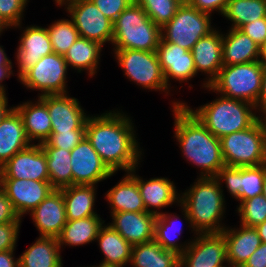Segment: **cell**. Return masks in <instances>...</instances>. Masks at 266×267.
Instances as JSON below:
<instances>
[{"label": "cell", "mask_w": 266, "mask_h": 267, "mask_svg": "<svg viewBox=\"0 0 266 267\" xmlns=\"http://www.w3.org/2000/svg\"><path fill=\"white\" fill-rule=\"evenodd\" d=\"M132 122L128 115L114 110L87 118L85 136L113 173L138 169L142 151Z\"/></svg>", "instance_id": "obj_1"}, {"label": "cell", "mask_w": 266, "mask_h": 267, "mask_svg": "<svg viewBox=\"0 0 266 267\" xmlns=\"http://www.w3.org/2000/svg\"><path fill=\"white\" fill-rule=\"evenodd\" d=\"M174 116V137L180 150L193 165L201 168L199 177H216L225 166L220 139L214 136L184 105L172 102Z\"/></svg>", "instance_id": "obj_2"}, {"label": "cell", "mask_w": 266, "mask_h": 267, "mask_svg": "<svg viewBox=\"0 0 266 267\" xmlns=\"http://www.w3.org/2000/svg\"><path fill=\"white\" fill-rule=\"evenodd\" d=\"M180 195V206L189 226L197 233H221L225 213L222 186L215 177H199ZM221 222V223H220Z\"/></svg>", "instance_id": "obj_3"}, {"label": "cell", "mask_w": 266, "mask_h": 267, "mask_svg": "<svg viewBox=\"0 0 266 267\" xmlns=\"http://www.w3.org/2000/svg\"><path fill=\"white\" fill-rule=\"evenodd\" d=\"M189 111L217 138L251 127L260 116H256L254 105L225 97L214 99L210 103L193 110L184 102ZM255 110V111H253Z\"/></svg>", "instance_id": "obj_4"}, {"label": "cell", "mask_w": 266, "mask_h": 267, "mask_svg": "<svg viewBox=\"0 0 266 267\" xmlns=\"http://www.w3.org/2000/svg\"><path fill=\"white\" fill-rule=\"evenodd\" d=\"M161 38V28L135 1L113 22V50L156 51Z\"/></svg>", "instance_id": "obj_5"}, {"label": "cell", "mask_w": 266, "mask_h": 267, "mask_svg": "<svg viewBox=\"0 0 266 267\" xmlns=\"http://www.w3.org/2000/svg\"><path fill=\"white\" fill-rule=\"evenodd\" d=\"M263 64L260 61L223 65L218 76L206 89L221 95L246 101L256 108L261 91Z\"/></svg>", "instance_id": "obj_6"}, {"label": "cell", "mask_w": 266, "mask_h": 267, "mask_svg": "<svg viewBox=\"0 0 266 267\" xmlns=\"http://www.w3.org/2000/svg\"><path fill=\"white\" fill-rule=\"evenodd\" d=\"M226 166L248 167L266 163V130L258 119L251 127L220 138Z\"/></svg>", "instance_id": "obj_7"}, {"label": "cell", "mask_w": 266, "mask_h": 267, "mask_svg": "<svg viewBox=\"0 0 266 267\" xmlns=\"http://www.w3.org/2000/svg\"><path fill=\"white\" fill-rule=\"evenodd\" d=\"M214 29L211 27V14L199 11L184 1L171 21L161 28V37L191 51L200 38Z\"/></svg>", "instance_id": "obj_8"}, {"label": "cell", "mask_w": 266, "mask_h": 267, "mask_svg": "<svg viewBox=\"0 0 266 267\" xmlns=\"http://www.w3.org/2000/svg\"><path fill=\"white\" fill-rule=\"evenodd\" d=\"M117 63L130 81L144 89L163 91L169 94L164 74L156 51L113 50Z\"/></svg>", "instance_id": "obj_9"}, {"label": "cell", "mask_w": 266, "mask_h": 267, "mask_svg": "<svg viewBox=\"0 0 266 267\" xmlns=\"http://www.w3.org/2000/svg\"><path fill=\"white\" fill-rule=\"evenodd\" d=\"M68 65L64 55L52 53L42 57L18 80L26 88L39 90L43 95L68 94L66 74Z\"/></svg>", "instance_id": "obj_10"}, {"label": "cell", "mask_w": 266, "mask_h": 267, "mask_svg": "<svg viewBox=\"0 0 266 267\" xmlns=\"http://www.w3.org/2000/svg\"><path fill=\"white\" fill-rule=\"evenodd\" d=\"M65 6L79 37L95 41L102 46L106 42L112 43L113 22L106 18L91 0H72Z\"/></svg>", "instance_id": "obj_11"}, {"label": "cell", "mask_w": 266, "mask_h": 267, "mask_svg": "<svg viewBox=\"0 0 266 267\" xmlns=\"http://www.w3.org/2000/svg\"><path fill=\"white\" fill-rule=\"evenodd\" d=\"M180 256L183 267H223L227 261V244L222 233H197Z\"/></svg>", "instance_id": "obj_12"}, {"label": "cell", "mask_w": 266, "mask_h": 267, "mask_svg": "<svg viewBox=\"0 0 266 267\" xmlns=\"http://www.w3.org/2000/svg\"><path fill=\"white\" fill-rule=\"evenodd\" d=\"M266 163L259 166L232 167L223 166L216 179L222 185L224 180L230 195L237 201H244L263 192Z\"/></svg>", "instance_id": "obj_13"}, {"label": "cell", "mask_w": 266, "mask_h": 267, "mask_svg": "<svg viewBox=\"0 0 266 267\" xmlns=\"http://www.w3.org/2000/svg\"><path fill=\"white\" fill-rule=\"evenodd\" d=\"M70 154L73 185L96 186L98 182L114 174L100 158L86 136L71 150Z\"/></svg>", "instance_id": "obj_14"}, {"label": "cell", "mask_w": 266, "mask_h": 267, "mask_svg": "<svg viewBox=\"0 0 266 267\" xmlns=\"http://www.w3.org/2000/svg\"><path fill=\"white\" fill-rule=\"evenodd\" d=\"M0 179L49 181L46 154L40 144H31L17 152L0 167Z\"/></svg>", "instance_id": "obj_15"}, {"label": "cell", "mask_w": 266, "mask_h": 267, "mask_svg": "<svg viewBox=\"0 0 266 267\" xmlns=\"http://www.w3.org/2000/svg\"><path fill=\"white\" fill-rule=\"evenodd\" d=\"M47 106L50 114L51 132L86 130L89 117L78 99L67 94L38 96Z\"/></svg>", "instance_id": "obj_16"}, {"label": "cell", "mask_w": 266, "mask_h": 267, "mask_svg": "<svg viewBox=\"0 0 266 267\" xmlns=\"http://www.w3.org/2000/svg\"><path fill=\"white\" fill-rule=\"evenodd\" d=\"M0 187L21 217L36 208L55 188L50 181L0 179Z\"/></svg>", "instance_id": "obj_17"}, {"label": "cell", "mask_w": 266, "mask_h": 267, "mask_svg": "<svg viewBox=\"0 0 266 267\" xmlns=\"http://www.w3.org/2000/svg\"><path fill=\"white\" fill-rule=\"evenodd\" d=\"M156 52L168 88L171 87V78L182 83L197 75L191 51L161 37Z\"/></svg>", "instance_id": "obj_18"}, {"label": "cell", "mask_w": 266, "mask_h": 267, "mask_svg": "<svg viewBox=\"0 0 266 267\" xmlns=\"http://www.w3.org/2000/svg\"><path fill=\"white\" fill-rule=\"evenodd\" d=\"M21 35L16 52L18 64V79L42 57L53 53L52 44L47 28L41 26H27Z\"/></svg>", "instance_id": "obj_19"}, {"label": "cell", "mask_w": 266, "mask_h": 267, "mask_svg": "<svg viewBox=\"0 0 266 267\" xmlns=\"http://www.w3.org/2000/svg\"><path fill=\"white\" fill-rule=\"evenodd\" d=\"M29 214L40 237L57 238L67 222L62 190L54 189Z\"/></svg>", "instance_id": "obj_20"}, {"label": "cell", "mask_w": 266, "mask_h": 267, "mask_svg": "<svg viewBox=\"0 0 266 267\" xmlns=\"http://www.w3.org/2000/svg\"><path fill=\"white\" fill-rule=\"evenodd\" d=\"M116 230L132 246L154 240L156 215L149 212L111 213Z\"/></svg>", "instance_id": "obj_21"}, {"label": "cell", "mask_w": 266, "mask_h": 267, "mask_svg": "<svg viewBox=\"0 0 266 267\" xmlns=\"http://www.w3.org/2000/svg\"><path fill=\"white\" fill-rule=\"evenodd\" d=\"M196 72L208 74L203 82L206 88L218 76L223 67L222 62V34L215 29L205 37L200 38L191 49Z\"/></svg>", "instance_id": "obj_22"}, {"label": "cell", "mask_w": 266, "mask_h": 267, "mask_svg": "<svg viewBox=\"0 0 266 267\" xmlns=\"http://www.w3.org/2000/svg\"><path fill=\"white\" fill-rule=\"evenodd\" d=\"M135 171L136 168L132 169L129 174L138 183L146 212L157 216L162 213L157 211L161 208H166L173 203L180 205L181 194L176 191L177 189L173 181L165 177H155L145 181L139 175H136ZM149 207H154L157 210H151Z\"/></svg>", "instance_id": "obj_23"}, {"label": "cell", "mask_w": 266, "mask_h": 267, "mask_svg": "<svg viewBox=\"0 0 266 267\" xmlns=\"http://www.w3.org/2000/svg\"><path fill=\"white\" fill-rule=\"evenodd\" d=\"M227 244V261L232 267H242L262 241L255 227L240 224V228H225L221 232Z\"/></svg>", "instance_id": "obj_24"}, {"label": "cell", "mask_w": 266, "mask_h": 267, "mask_svg": "<svg viewBox=\"0 0 266 267\" xmlns=\"http://www.w3.org/2000/svg\"><path fill=\"white\" fill-rule=\"evenodd\" d=\"M30 145L22 118L13 107L0 123V167Z\"/></svg>", "instance_id": "obj_25"}, {"label": "cell", "mask_w": 266, "mask_h": 267, "mask_svg": "<svg viewBox=\"0 0 266 267\" xmlns=\"http://www.w3.org/2000/svg\"><path fill=\"white\" fill-rule=\"evenodd\" d=\"M260 46L239 28H230L222 34L223 65H236L259 61Z\"/></svg>", "instance_id": "obj_26"}, {"label": "cell", "mask_w": 266, "mask_h": 267, "mask_svg": "<svg viewBox=\"0 0 266 267\" xmlns=\"http://www.w3.org/2000/svg\"><path fill=\"white\" fill-rule=\"evenodd\" d=\"M13 107L22 118L27 138L31 144L32 140H37V144H41L49 139L51 135L50 114L46 104L39 97L35 103L27 101Z\"/></svg>", "instance_id": "obj_27"}, {"label": "cell", "mask_w": 266, "mask_h": 267, "mask_svg": "<svg viewBox=\"0 0 266 267\" xmlns=\"http://www.w3.org/2000/svg\"><path fill=\"white\" fill-rule=\"evenodd\" d=\"M106 198L110 213L146 211L138 183L129 173L107 191Z\"/></svg>", "instance_id": "obj_28"}, {"label": "cell", "mask_w": 266, "mask_h": 267, "mask_svg": "<svg viewBox=\"0 0 266 267\" xmlns=\"http://www.w3.org/2000/svg\"><path fill=\"white\" fill-rule=\"evenodd\" d=\"M96 188L94 185H71L61 188L67 220L99 216L94 211Z\"/></svg>", "instance_id": "obj_29"}, {"label": "cell", "mask_w": 266, "mask_h": 267, "mask_svg": "<svg viewBox=\"0 0 266 267\" xmlns=\"http://www.w3.org/2000/svg\"><path fill=\"white\" fill-rule=\"evenodd\" d=\"M96 241L105 257L100 264L125 267L130 263L132 245L109 223L100 228Z\"/></svg>", "instance_id": "obj_30"}, {"label": "cell", "mask_w": 266, "mask_h": 267, "mask_svg": "<svg viewBox=\"0 0 266 267\" xmlns=\"http://www.w3.org/2000/svg\"><path fill=\"white\" fill-rule=\"evenodd\" d=\"M55 237L38 239L19 256V267H62V257Z\"/></svg>", "instance_id": "obj_31"}, {"label": "cell", "mask_w": 266, "mask_h": 267, "mask_svg": "<svg viewBox=\"0 0 266 267\" xmlns=\"http://www.w3.org/2000/svg\"><path fill=\"white\" fill-rule=\"evenodd\" d=\"M104 222L100 216L67 220L60 235L57 237L60 250L63 245L81 246L95 241Z\"/></svg>", "instance_id": "obj_32"}, {"label": "cell", "mask_w": 266, "mask_h": 267, "mask_svg": "<svg viewBox=\"0 0 266 267\" xmlns=\"http://www.w3.org/2000/svg\"><path fill=\"white\" fill-rule=\"evenodd\" d=\"M102 47L95 41L79 37L64 54V58L68 67L75 68L79 73L86 70L92 77L96 74Z\"/></svg>", "instance_id": "obj_33"}, {"label": "cell", "mask_w": 266, "mask_h": 267, "mask_svg": "<svg viewBox=\"0 0 266 267\" xmlns=\"http://www.w3.org/2000/svg\"><path fill=\"white\" fill-rule=\"evenodd\" d=\"M180 256L166 250L154 239L132 246L130 264L133 267H173Z\"/></svg>", "instance_id": "obj_34"}, {"label": "cell", "mask_w": 266, "mask_h": 267, "mask_svg": "<svg viewBox=\"0 0 266 267\" xmlns=\"http://www.w3.org/2000/svg\"><path fill=\"white\" fill-rule=\"evenodd\" d=\"M46 154L49 181L55 189L73 185L71 151L51 147L47 142L40 144Z\"/></svg>", "instance_id": "obj_35"}, {"label": "cell", "mask_w": 266, "mask_h": 267, "mask_svg": "<svg viewBox=\"0 0 266 267\" xmlns=\"http://www.w3.org/2000/svg\"><path fill=\"white\" fill-rule=\"evenodd\" d=\"M178 219L179 217L177 215L172 216V213L168 214L163 212L157 215L155 220L154 239L162 248L174 251L181 256L191 244V241L184 244H178V234L180 235L182 233V227L177 224L179 221Z\"/></svg>", "instance_id": "obj_36"}, {"label": "cell", "mask_w": 266, "mask_h": 267, "mask_svg": "<svg viewBox=\"0 0 266 267\" xmlns=\"http://www.w3.org/2000/svg\"><path fill=\"white\" fill-rule=\"evenodd\" d=\"M222 16L232 22L231 28L240 29L266 17V0H229Z\"/></svg>", "instance_id": "obj_37"}, {"label": "cell", "mask_w": 266, "mask_h": 267, "mask_svg": "<svg viewBox=\"0 0 266 267\" xmlns=\"http://www.w3.org/2000/svg\"><path fill=\"white\" fill-rule=\"evenodd\" d=\"M54 53L64 55L70 46L79 38L73 20L61 19L47 28Z\"/></svg>", "instance_id": "obj_38"}, {"label": "cell", "mask_w": 266, "mask_h": 267, "mask_svg": "<svg viewBox=\"0 0 266 267\" xmlns=\"http://www.w3.org/2000/svg\"><path fill=\"white\" fill-rule=\"evenodd\" d=\"M160 28L170 22L185 0H134Z\"/></svg>", "instance_id": "obj_39"}, {"label": "cell", "mask_w": 266, "mask_h": 267, "mask_svg": "<svg viewBox=\"0 0 266 267\" xmlns=\"http://www.w3.org/2000/svg\"><path fill=\"white\" fill-rule=\"evenodd\" d=\"M240 223L248 227H256L266 220V199L261 194L240 202L236 210Z\"/></svg>", "instance_id": "obj_40"}, {"label": "cell", "mask_w": 266, "mask_h": 267, "mask_svg": "<svg viewBox=\"0 0 266 267\" xmlns=\"http://www.w3.org/2000/svg\"><path fill=\"white\" fill-rule=\"evenodd\" d=\"M28 0H0V16L10 26L19 28Z\"/></svg>", "instance_id": "obj_41"}, {"label": "cell", "mask_w": 266, "mask_h": 267, "mask_svg": "<svg viewBox=\"0 0 266 267\" xmlns=\"http://www.w3.org/2000/svg\"><path fill=\"white\" fill-rule=\"evenodd\" d=\"M85 137V130H69L65 132H51L46 141L51 147L72 150Z\"/></svg>", "instance_id": "obj_42"}, {"label": "cell", "mask_w": 266, "mask_h": 267, "mask_svg": "<svg viewBox=\"0 0 266 267\" xmlns=\"http://www.w3.org/2000/svg\"><path fill=\"white\" fill-rule=\"evenodd\" d=\"M91 2L98 7L106 18L114 22L134 0H91Z\"/></svg>", "instance_id": "obj_43"}, {"label": "cell", "mask_w": 266, "mask_h": 267, "mask_svg": "<svg viewBox=\"0 0 266 267\" xmlns=\"http://www.w3.org/2000/svg\"><path fill=\"white\" fill-rule=\"evenodd\" d=\"M21 221L0 224V251L15 249Z\"/></svg>", "instance_id": "obj_44"}, {"label": "cell", "mask_w": 266, "mask_h": 267, "mask_svg": "<svg viewBox=\"0 0 266 267\" xmlns=\"http://www.w3.org/2000/svg\"><path fill=\"white\" fill-rule=\"evenodd\" d=\"M240 30L261 47L266 42V17L244 24Z\"/></svg>", "instance_id": "obj_45"}, {"label": "cell", "mask_w": 266, "mask_h": 267, "mask_svg": "<svg viewBox=\"0 0 266 267\" xmlns=\"http://www.w3.org/2000/svg\"><path fill=\"white\" fill-rule=\"evenodd\" d=\"M22 218L16 213L12 202L5 191L0 187V224L21 221Z\"/></svg>", "instance_id": "obj_46"}, {"label": "cell", "mask_w": 266, "mask_h": 267, "mask_svg": "<svg viewBox=\"0 0 266 267\" xmlns=\"http://www.w3.org/2000/svg\"><path fill=\"white\" fill-rule=\"evenodd\" d=\"M191 7L206 13L217 11L223 15L229 0H185Z\"/></svg>", "instance_id": "obj_47"}, {"label": "cell", "mask_w": 266, "mask_h": 267, "mask_svg": "<svg viewBox=\"0 0 266 267\" xmlns=\"http://www.w3.org/2000/svg\"><path fill=\"white\" fill-rule=\"evenodd\" d=\"M242 267H266V243L262 242Z\"/></svg>", "instance_id": "obj_48"}, {"label": "cell", "mask_w": 266, "mask_h": 267, "mask_svg": "<svg viewBox=\"0 0 266 267\" xmlns=\"http://www.w3.org/2000/svg\"><path fill=\"white\" fill-rule=\"evenodd\" d=\"M14 250L0 251V267H19V259H14Z\"/></svg>", "instance_id": "obj_49"}, {"label": "cell", "mask_w": 266, "mask_h": 267, "mask_svg": "<svg viewBox=\"0 0 266 267\" xmlns=\"http://www.w3.org/2000/svg\"><path fill=\"white\" fill-rule=\"evenodd\" d=\"M266 106V65H263L261 91L256 102V109L260 112Z\"/></svg>", "instance_id": "obj_50"}, {"label": "cell", "mask_w": 266, "mask_h": 267, "mask_svg": "<svg viewBox=\"0 0 266 267\" xmlns=\"http://www.w3.org/2000/svg\"><path fill=\"white\" fill-rule=\"evenodd\" d=\"M13 66H0V94H5V85L1 84L3 80L13 75Z\"/></svg>", "instance_id": "obj_51"}, {"label": "cell", "mask_w": 266, "mask_h": 267, "mask_svg": "<svg viewBox=\"0 0 266 267\" xmlns=\"http://www.w3.org/2000/svg\"><path fill=\"white\" fill-rule=\"evenodd\" d=\"M8 98L5 94H0V123L3 118L7 115V113L13 108L9 107L8 109Z\"/></svg>", "instance_id": "obj_52"}, {"label": "cell", "mask_w": 266, "mask_h": 267, "mask_svg": "<svg viewBox=\"0 0 266 267\" xmlns=\"http://www.w3.org/2000/svg\"><path fill=\"white\" fill-rule=\"evenodd\" d=\"M259 237L263 243H266V220L263 223L258 224L256 227Z\"/></svg>", "instance_id": "obj_53"}, {"label": "cell", "mask_w": 266, "mask_h": 267, "mask_svg": "<svg viewBox=\"0 0 266 267\" xmlns=\"http://www.w3.org/2000/svg\"><path fill=\"white\" fill-rule=\"evenodd\" d=\"M3 46H0V66H12L11 60L6 56Z\"/></svg>", "instance_id": "obj_54"}, {"label": "cell", "mask_w": 266, "mask_h": 267, "mask_svg": "<svg viewBox=\"0 0 266 267\" xmlns=\"http://www.w3.org/2000/svg\"><path fill=\"white\" fill-rule=\"evenodd\" d=\"M259 61L266 65V42L260 47Z\"/></svg>", "instance_id": "obj_55"}, {"label": "cell", "mask_w": 266, "mask_h": 267, "mask_svg": "<svg viewBox=\"0 0 266 267\" xmlns=\"http://www.w3.org/2000/svg\"><path fill=\"white\" fill-rule=\"evenodd\" d=\"M261 113H262V115H261V117H259V119L262 122V124L266 130V106L261 110Z\"/></svg>", "instance_id": "obj_56"}, {"label": "cell", "mask_w": 266, "mask_h": 267, "mask_svg": "<svg viewBox=\"0 0 266 267\" xmlns=\"http://www.w3.org/2000/svg\"><path fill=\"white\" fill-rule=\"evenodd\" d=\"M11 28L0 16V35L1 32L4 31V29Z\"/></svg>", "instance_id": "obj_57"}, {"label": "cell", "mask_w": 266, "mask_h": 267, "mask_svg": "<svg viewBox=\"0 0 266 267\" xmlns=\"http://www.w3.org/2000/svg\"><path fill=\"white\" fill-rule=\"evenodd\" d=\"M262 195L266 199V172H265V176H264V183H263V192H262Z\"/></svg>", "instance_id": "obj_58"}, {"label": "cell", "mask_w": 266, "mask_h": 267, "mask_svg": "<svg viewBox=\"0 0 266 267\" xmlns=\"http://www.w3.org/2000/svg\"><path fill=\"white\" fill-rule=\"evenodd\" d=\"M58 6H63L64 5V0H54Z\"/></svg>", "instance_id": "obj_59"}, {"label": "cell", "mask_w": 266, "mask_h": 267, "mask_svg": "<svg viewBox=\"0 0 266 267\" xmlns=\"http://www.w3.org/2000/svg\"><path fill=\"white\" fill-rule=\"evenodd\" d=\"M173 267H183L181 260H179Z\"/></svg>", "instance_id": "obj_60"}, {"label": "cell", "mask_w": 266, "mask_h": 267, "mask_svg": "<svg viewBox=\"0 0 266 267\" xmlns=\"http://www.w3.org/2000/svg\"><path fill=\"white\" fill-rule=\"evenodd\" d=\"M95 267H119V266H112V265H103V264H100V265L95 266Z\"/></svg>", "instance_id": "obj_61"}, {"label": "cell", "mask_w": 266, "mask_h": 267, "mask_svg": "<svg viewBox=\"0 0 266 267\" xmlns=\"http://www.w3.org/2000/svg\"><path fill=\"white\" fill-rule=\"evenodd\" d=\"M72 0H64V5L67 3V2H70Z\"/></svg>", "instance_id": "obj_62"}]
</instances>
